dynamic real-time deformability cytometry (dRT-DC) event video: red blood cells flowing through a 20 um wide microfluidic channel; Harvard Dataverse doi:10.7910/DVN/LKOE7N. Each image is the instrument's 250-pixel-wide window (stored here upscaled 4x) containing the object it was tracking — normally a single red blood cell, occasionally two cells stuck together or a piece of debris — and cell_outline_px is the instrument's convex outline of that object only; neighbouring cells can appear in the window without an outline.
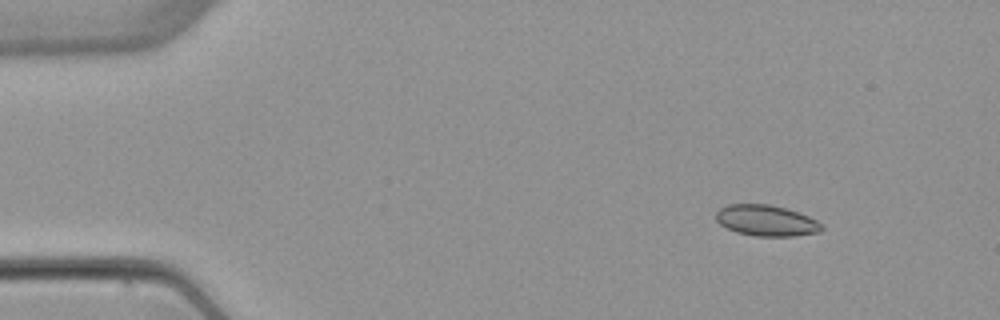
{"species": "common noctule bat (a hibernating species)", "species_latin": "Nyctalus noctula", "temperature_condition": "warm", "stored_images_in_passage": 5, "camera_frame_rate_fps": 3000, "um_per_image_px": 0.085, "animal": {"sex": "female", "body_mass_g": 22.7, "forearm_length_mm": 54.2}, "frame": {"image": 1, "passage_image": 2, "time_ms": 2.0, "image_size_px": [1000, 320], "cell_outline_px": [[824, 228], [820, 232], [796, 236], [756, 236], [736, 232], [720, 224], [716, 220], [716, 212], [720, 208], [728, 204], [768, 204], [784, 208], [808, 216], [824, 224]], "centroid_in_image_um": [65.15, 18.75], "position_along_channel_um": 19.8, "area_um2": 19.07}}
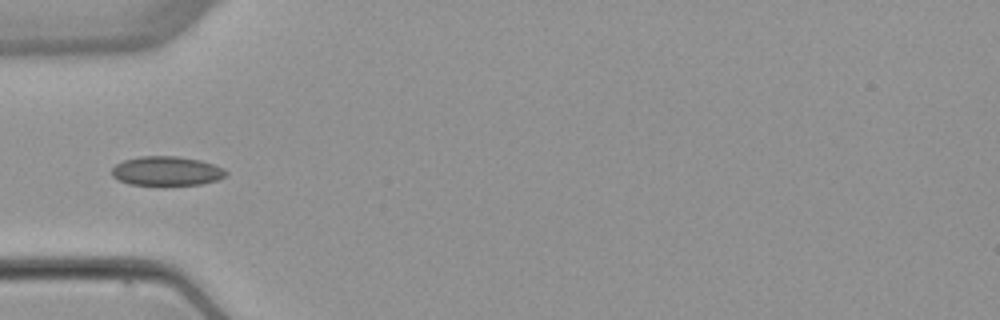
{"frame": {"image": 2, "passage_image": 5, "time_ms": 5.667, "image_size_px": [1000, 320], "cell_outline_px": [[228, 172], [220, 180], [200, 184], [132, 184], [120, 180], [112, 176], [112, 168], [116, 164], [124, 160], [140, 156], [176, 156], [200, 160], [224, 168]], "centroid_in_image_um": [14.19, 14.52], "position_along_channel_um": 70.8, "area_um2": 19.19}}